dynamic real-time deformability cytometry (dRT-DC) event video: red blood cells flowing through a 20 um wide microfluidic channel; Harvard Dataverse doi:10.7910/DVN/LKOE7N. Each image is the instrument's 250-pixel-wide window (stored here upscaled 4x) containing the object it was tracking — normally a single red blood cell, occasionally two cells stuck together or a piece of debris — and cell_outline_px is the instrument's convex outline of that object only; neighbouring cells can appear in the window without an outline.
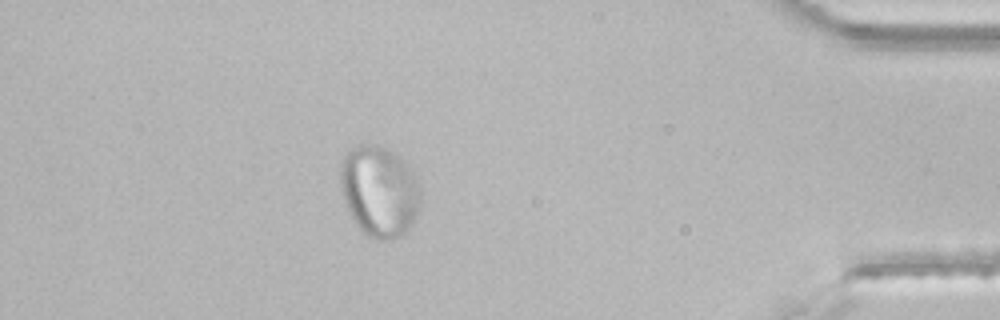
{"species": "common noctule bat (a hibernating species)", "species_latin": "Nyctalus noctula", "temperature_condition": "room temperature", "stored_images_in_passage": 41, "camera_frame_rate_fps": 3000, "um_per_image_px": 0.085, "animal": {"sex": "male", "body_mass_g": 21.5, "forearm_length_mm": 52.0}, "frame": {"image": 1, "passage_image": 35, "time_ms": 11.333, "image_size_px": [1000, 320], "cell_outline_px": [[420, 200], [412, 224], [400, 236], [392, 240], [376, 240], [368, 236], [356, 224], [344, 200], [340, 188], [340, 164], [348, 148], [356, 144], [380, 144], [396, 152], [420, 176]], "centroid_in_image_um": [32.26, 16.18], "position_along_channel_um": 402.9, "area_um2": 43.41}}